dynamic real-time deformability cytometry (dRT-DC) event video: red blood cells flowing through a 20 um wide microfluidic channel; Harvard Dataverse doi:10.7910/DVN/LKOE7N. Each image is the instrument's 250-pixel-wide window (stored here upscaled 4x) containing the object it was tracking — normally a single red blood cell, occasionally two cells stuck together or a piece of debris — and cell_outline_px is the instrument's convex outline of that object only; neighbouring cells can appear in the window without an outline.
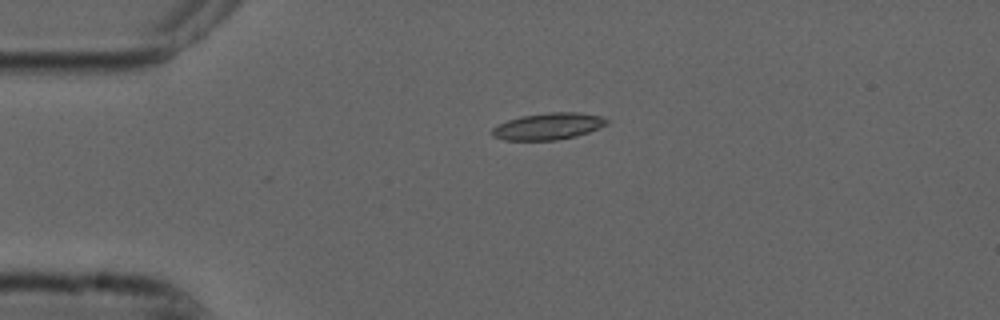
{"species": "common noctule bat (a hibernating species)", "species_latin": "Nyctalus noctula", "temperature_condition": "cold", "stored_images_in_passage": 43, "camera_frame_rate_fps": 3000, "um_per_image_px": 0.085, "animal": {"sex": "male", "forearm_length_mm": 52.5}, "frame": {"image": 1, "passage_image": 1, "time_ms": 0.0, "image_size_px": [1000, 320], "cell_outline_px": [[608, 124], [600, 128], [576, 136], [556, 140], [504, 140], [492, 136], [492, 128], [508, 120], [520, 116], [552, 112], [576, 112], [600, 116], [608, 120]], "centroid_in_image_um": [46.6, 10.74], "position_along_channel_um": 38.4, "area_um2": 17.74}}
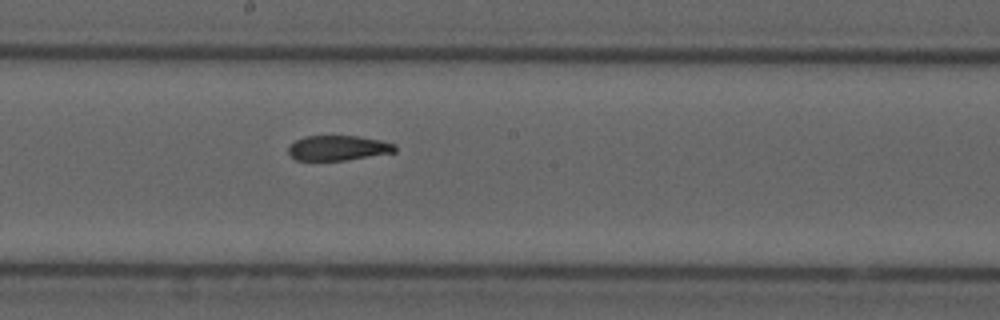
{"frame": {"image": 2, "passage_image": 18, "time_ms": 5.667, "image_size_px": [1000, 320], "cell_outline_px": [[396, 152], [344, 160], [296, 160], [288, 152], [288, 148], [296, 140], [304, 136], [356, 136], [380, 140], [396, 144]], "centroid_in_image_um": [28.75, 12.57], "position_along_channel_um": 219.4, "area_um2": 15.37}}
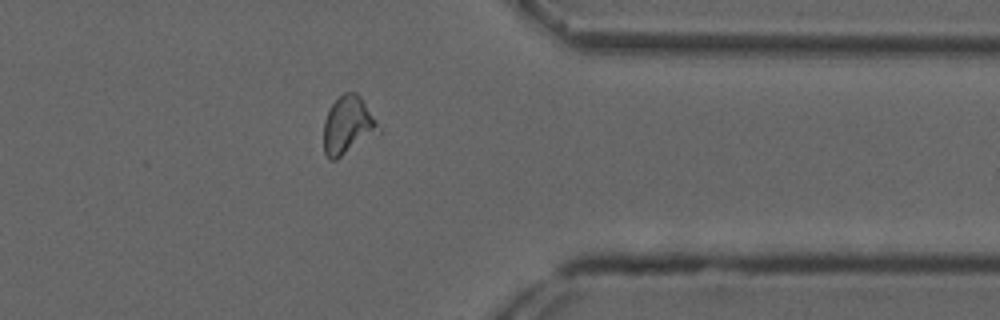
{"frame": {"image": 3, "passage_image": 32, "time_ms": 10.333, "image_size_px": [1000, 320], "cell_outline_px": [[380, 132], [336, 160], [328, 160], [324, 152], [324, 120], [332, 104], [344, 92], [356, 92], [360, 96], [376, 124]], "centroid_in_image_um": [29.52, 10.69], "position_along_channel_um": 381.9, "area_um2": 18.09}, "authors_computed_cell_mechanics": {"area_um2": 17.7446, "velocity_mm_per_s": 3.72, "shape_relaxation_time_tau1_ms": 4.4289, "shape_relaxation_time_tau2_ms": 4.428, "deformation_change_tau1": 0.0801, "deformation_change_tau2": 0.1277}}